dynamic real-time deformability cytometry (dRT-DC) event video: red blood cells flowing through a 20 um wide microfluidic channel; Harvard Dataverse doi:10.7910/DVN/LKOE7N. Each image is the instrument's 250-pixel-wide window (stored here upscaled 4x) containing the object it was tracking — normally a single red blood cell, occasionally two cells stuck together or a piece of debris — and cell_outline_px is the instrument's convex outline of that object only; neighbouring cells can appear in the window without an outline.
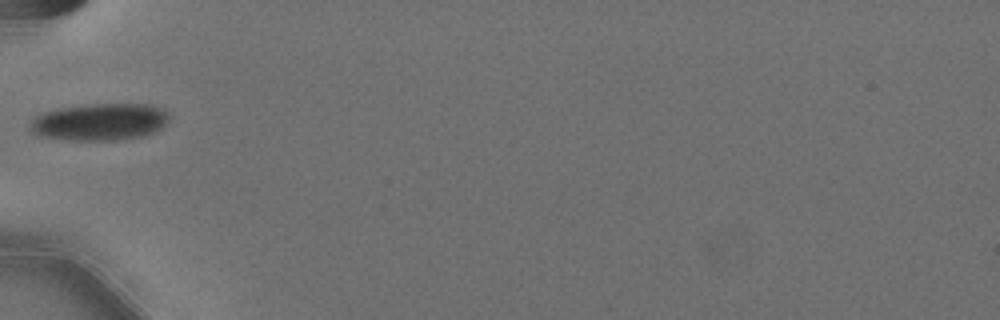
{"species": "Egyptian fruit bat (a non-hibernating species)", "species_latin": "Rousettus aegyptiacus", "temperature_condition": "cold", "stored_images_in_passage": 37, "camera_frame_rate_fps": 3000, "um_per_image_px": 0.085, "animal": {"sex": "female"}, "frame": {"image": 1, "passage_image": 1, "time_ms": 0.0, "image_size_px": [1000, 320], "cell_outline_px": [[168, 120], [160, 128], [152, 132], [140, 136], [116, 140], [72, 140], [40, 136], [32, 132], [28, 128], [28, 124], [36, 116], [44, 112], [60, 108], [84, 104], [152, 104], [164, 108], [168, 112]], "centroid_in_image_um": [8.46, 10.35], "position_along_channel_um": 76.5, "area_um2": 30.06}}
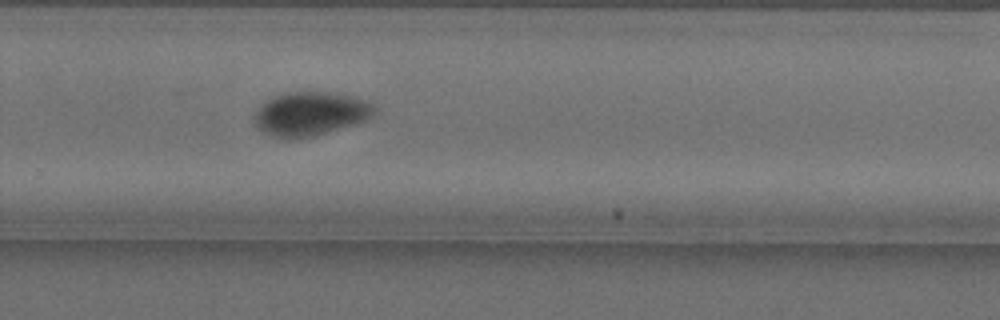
{"frame": {"image": 2, "passage_image": 20, "time_ms": 6.333, "image_size_px": [1000, 320], "cell_outline_px": [[376, 112], [372, 116], [364, 120], [352, 124], [312, 136], [276, 136], [260, 132], [256, 128], [252, 116], [260, 104], [276, 96], [288, 92], [324, 92], [348, 96], [368, 100], [376, 108]], "centroid_in_image_um": [26.34, 9.64], "position_along_channel_um": 303.5, "area_um2": 29.94}}
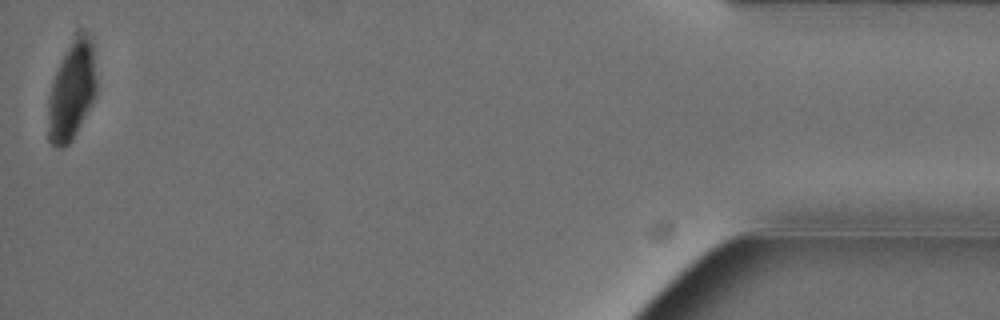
{"frame": {"image": 3, "passage_image": 37, "time_ms": 12.0, "image_size_px": [1000, 320], "cell_outline_px": [[96, 92], [72, 140], [64, 148], [56, 148], [48, 140], [48, 96], [52, 80], [76, 28], [80, 28], [88, 36], [92, 44], [96, 80]], "centroid_in_image_um": [6.07, 7.67], "position_along_channel_um": 429.1, "area_um2": 27.8}}